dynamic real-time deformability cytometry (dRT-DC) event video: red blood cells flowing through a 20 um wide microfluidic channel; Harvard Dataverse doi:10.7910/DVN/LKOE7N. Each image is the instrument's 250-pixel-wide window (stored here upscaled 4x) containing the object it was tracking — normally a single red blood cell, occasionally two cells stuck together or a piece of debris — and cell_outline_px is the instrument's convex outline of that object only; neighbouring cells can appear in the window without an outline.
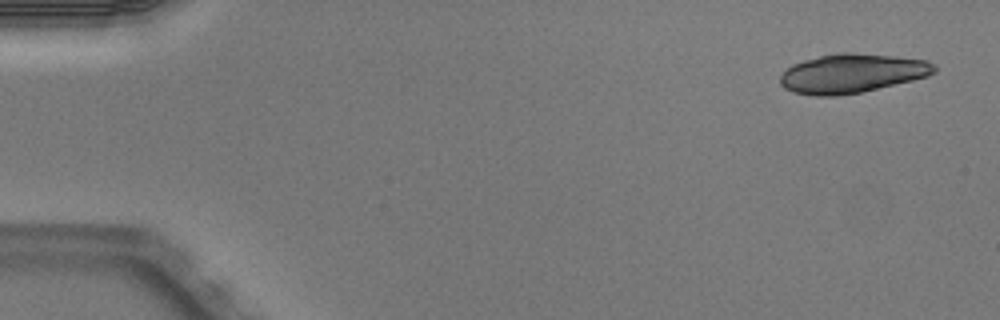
{"species": "Egyptian fruit bat (a non-hibernating species)", "species_latin": "Rousettus aegyptiacus", "temperature_condition": "warm", "stored_images_in_passage": 3, "camera_frame_rate_fps": 3000, "um_per_image_px": 0.085, "animal": {"sex": "male"}, "frame": {"image": 1, "passage_image": 1, "time_ms": 0.0, "image_size_px": [1000, 320], "cell_outline_px": [[936, 72], [928, 76], [912, 80], [860, 92], [836, 96], [816, 96], [792, 92], [784, 88], [780, 84], [780, 76], [792, 64], [804, 60], [820, 56], [840, 52], [852, 52], [896, 56], [928, 60], [936, 64]], "centroid_in_image_um": [72.43, 6.23], "position_along_channel_um": 12.6, "area_um2": 35.14}}
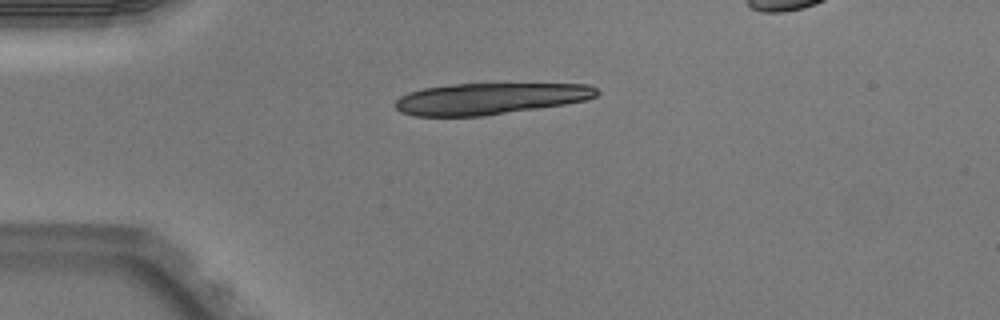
{"frame": {"image": 2, "passage_image": 3, "time_ms": 0.667, "image_size_px": [1000, 320], "cell_outline_px": [[600, 92], [596, 96], [588, 100], [564, 104], [484, 116], [412, 116], [400, 112], [392, 104], [400, 96], [408, 92], [424, 88], [456, 84], [588, 84], [596, 88]], "centroid_in_image_um": [41.61, 8.39], "position_along_channel_um": 43.4, "area_um2": 36.93}}